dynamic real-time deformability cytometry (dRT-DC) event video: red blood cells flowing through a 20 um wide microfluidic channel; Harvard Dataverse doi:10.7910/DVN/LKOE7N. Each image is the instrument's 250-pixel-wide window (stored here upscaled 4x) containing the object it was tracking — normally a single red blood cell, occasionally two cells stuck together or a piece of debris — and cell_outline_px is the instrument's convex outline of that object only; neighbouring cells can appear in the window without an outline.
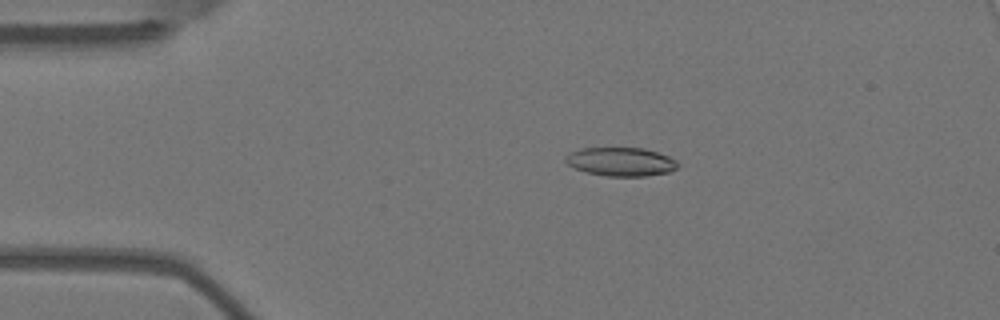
{"species": "Egyptian fruit bat (a non-hibernating species)", "species_latin": "Rousettus aegyptiacus", "temperature_condition": "warm", "stored_images_in_passage": 3, "camera_frame_rate_fps": 3000, "um_per_image_px": 0.085, "animal": {"sex": "female"}, "frame": {"image": 1, "passage_image": 2, "time_ms": 0.333, "image_size_px": [1000, 320], "cell_outline_px": [[680, 164], [676, 168], [668, 172], [644, 176], [604, 176], [588, 172], [576, 168], [568, 164], [564, 160], [564, 156], [580, 148], [644, 148], [668, 156], [676, 160]], "centroid_in_image_um": [52.77, 13.74], "position_along_channel_um": 32.2, "area_um2": 18.61}}
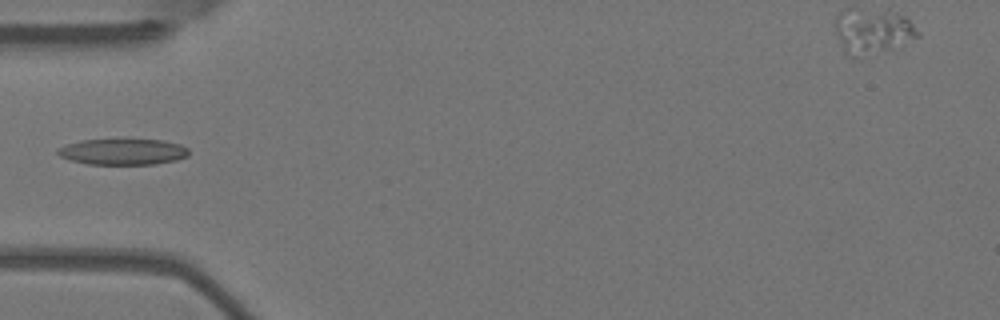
{"frame": {"image": 2, "passage_image": 3, "time_ms": 0.667, "image_size_px": [1000, 320], "cell_outline_px": [[188, 156], [176, 160], [156, 164], [88, 164], [72, 160], [60, 156], [56, 152], [56, 148], [80, 140], [164, 140], [180, 144], [188, 148]], "centroid_in_image_um": [10.45, 12.9], "position_along_channel_um": 74.5, "area_um2": 19.77}}